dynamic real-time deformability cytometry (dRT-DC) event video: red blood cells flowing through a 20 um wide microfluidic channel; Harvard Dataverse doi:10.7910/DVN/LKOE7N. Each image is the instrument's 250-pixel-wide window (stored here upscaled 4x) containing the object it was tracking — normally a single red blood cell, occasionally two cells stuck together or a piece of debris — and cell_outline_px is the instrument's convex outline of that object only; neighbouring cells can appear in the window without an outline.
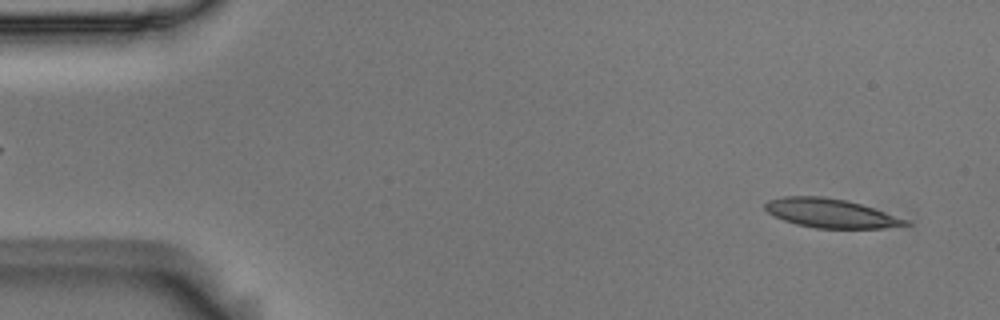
{"species": "Egyptian fruit bat (a non-hibernating species)", "species_latin": "Rousettus aegyptiacus", "temperature_condition": "room temperature", "stored_images_in_passage": 13, "camera_frame_rate_fps": 3000, "um_per_image_px": 0.085, "animal": {"sex": "male"}, "frame": {"image": 1, "passage_image": 3, "time_ms": 0.667, "image_size_px": [1000, 320], "cell_outline_px": [[912, 224], [884, 228], [816, 228], [796, 224], [784, 220], [768, 212], [764, 208], [764, 204], [768, 200], [784, 196], [824, 196], [848, 200], [908, 220]], "centroid_in_image_um": [70.58, 18.11], "position_along_channel_um": 14.4, "area_um2": 23.52}}